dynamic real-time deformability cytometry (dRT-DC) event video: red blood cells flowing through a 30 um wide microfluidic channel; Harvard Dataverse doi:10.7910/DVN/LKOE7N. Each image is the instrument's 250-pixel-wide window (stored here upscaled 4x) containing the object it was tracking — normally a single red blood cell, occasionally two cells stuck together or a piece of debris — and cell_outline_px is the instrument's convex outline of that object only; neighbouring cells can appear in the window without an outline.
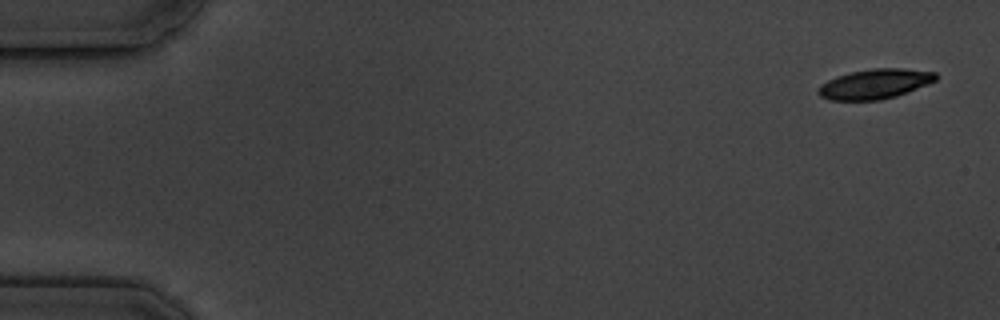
{"species": "common noctule bat (a hibernating species)", "species_latin": "Nyctalus noctula", "temperature_condition": "cold", "stored_images_in_passage": 8, "camera_frame_rate_fps": 3000, "um_per_image_px": 0.085, "animal": {"sex": "male", "body_mass_g": 19.5, "forearm_length_mm": 54.6}, "frame": {"image": 1, "passage_image": 1, "time_ms": 0.0, "image_size_px": [1000, 320], "cell_outline_px": [[940, 76], [936, 80], [928, 84], [896, 96], [880, 100], [828, 100], [820, 96], [816, 92], [820, 84], [836, 76], [852, 72], [872, 68], [904, 68], [936, 72]], "centroid_in_image_um": [74.37, 7.13], "position_along_channel_um": 10.6, "area_um2": 20.58}}
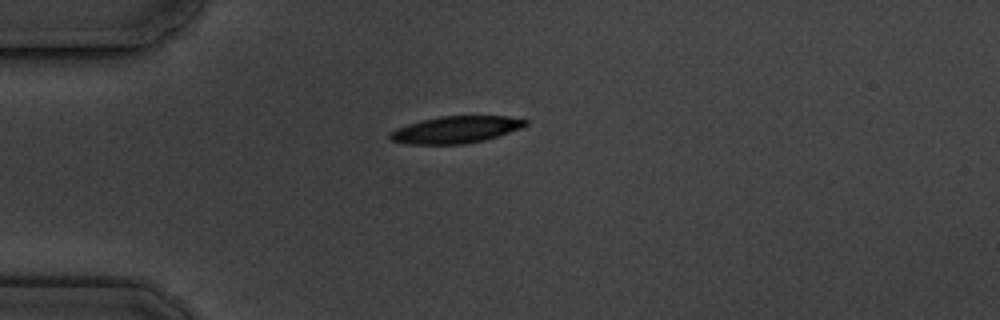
{"frame": {"image": 2, "passage_image": 4, "time_ms": 4.333, "image_size_px": [1000, 320], "cell_outline_px": [[528, 124], [520, 128], [484, 140], [464, 144], [408, 144], [392, 140], [388, 136], [388, 132], [396, 128], [420, 120], [440, 116], [508, 116], [528, 120]], "centroid_in_image_um": [38.71, 11.01], "position_along_channel_um": 46.3, "area_um2": 21.21}}
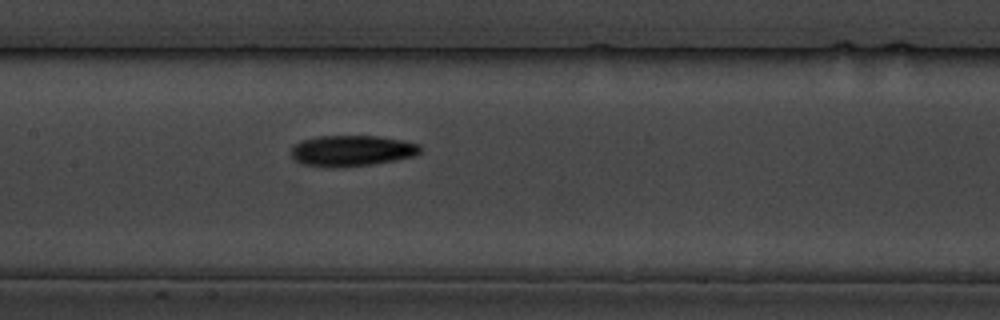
{"frame": {"image": 3, "passage_image": 8, "time_ms": 8.667, "image_size_px": [1000, 320], "cell_outline_px": [[424, 148], [416, 156], [396, 160], [368, 164], [300, 164], [292, 156], [292, 148], [300, 140], [320, 136], [380, 136], [404, 140], [420, 144]], "centroid_in_image_um": [30.02, 12.75], "position_along_channel_um": 177.4, "area_um2": 22.43}}